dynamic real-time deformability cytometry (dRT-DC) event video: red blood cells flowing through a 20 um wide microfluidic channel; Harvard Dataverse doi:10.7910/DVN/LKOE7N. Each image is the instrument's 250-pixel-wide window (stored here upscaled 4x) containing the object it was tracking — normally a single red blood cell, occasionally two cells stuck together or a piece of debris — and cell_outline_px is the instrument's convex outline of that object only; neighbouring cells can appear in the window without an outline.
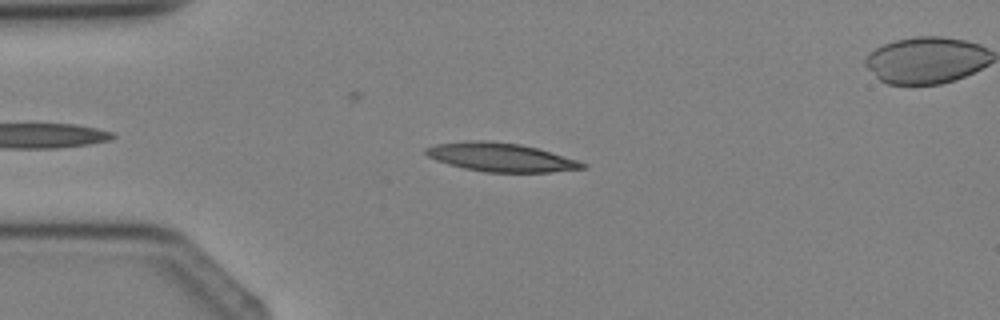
{"species": "Egyptian fruit bat (a non-hibernating species)", "species_latin": "Rousettus aegyptiacus", "temperature_condition": "cold", "stored_images_in_passage": 2, "camera_frame_rate_fps": 3000, "um_per_image_px": 0.085, "animal": {"sex": "female"}, "frame": {"image": 1, "passage_image": 1, "time_ms": 0.0, "image_size_px": [1000, 320], "cell_outline_px": [[588, 164], [584, 168], [552, 172], [484, 172], [464, 168], [448, 164], [436, 160], [428, 156], [424, 152], [424, 148], [436, 144], [464, 140], [484, 140], [520, 144], [536, 148], [576, 160]], "centroid_in_image_um": [42.51, 13.36], "position_along_channel_um": 42.5, "area_um2": 26.01}}